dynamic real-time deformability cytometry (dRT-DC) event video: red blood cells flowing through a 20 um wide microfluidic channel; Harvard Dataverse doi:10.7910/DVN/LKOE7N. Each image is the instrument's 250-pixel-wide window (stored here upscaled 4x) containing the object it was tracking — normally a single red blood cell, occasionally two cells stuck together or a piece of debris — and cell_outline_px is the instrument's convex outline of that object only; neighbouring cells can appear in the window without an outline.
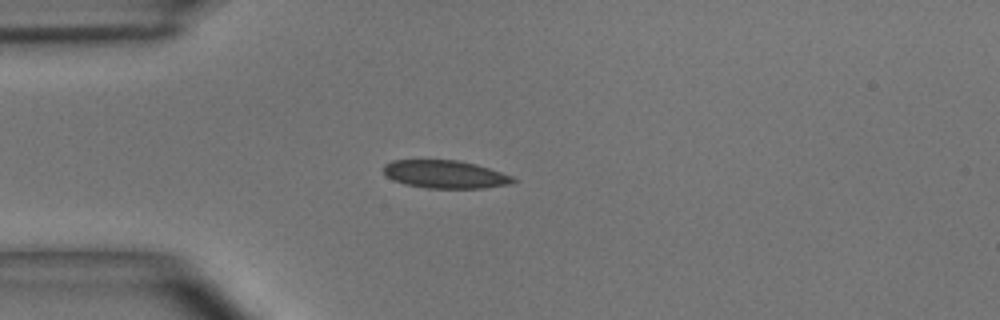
{"species": "common noctule bat (a hibernating species)", "species_latin": "Nyctalus noctula", "temperature_condition": "room temperature", "stored_images_in_passage": 38, "camera_frame_rate_fps": 3000, "um_per_image_px": 0.085, "animal": {"sex": "male", "body_mass_g": 15.6}, "frame": {"image": 1, "passage_image": 1, "time_ms": 0.0, "image_size_px": [1000, 320], "cell_outline_px": [[520, 180], [512, 184], [484, 188], [428, 188], [404, 184], [392, 180], [384, 172], [384, 164], [392, 160], [460, 160], [476, 164], [512, 176]], "centroid_in_image_um": [37.87, 14.82], "position_along_channel_um": 47.1, "area_um2": 21.21}}
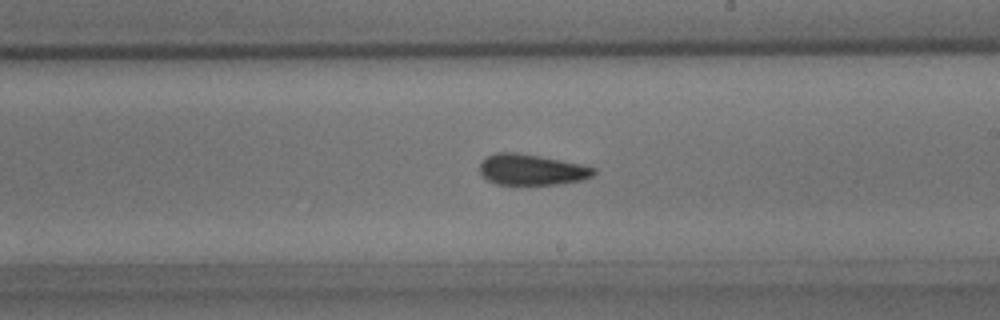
{"frame": {"image": 2, "passage_image": 17, "time_ms": 5.333, "image_size_px": [1000, 320], "cell_outline_px": [[596, 172], [592, 176], [584, 180], [556, 184], [496, 184], [488, 180], [480, 172], [480, 164], [488, 156], [496, 152], [516, 152], [540, 156], [580, 164], [596, 168]], "centroid_in_image_um": [45.21, 14.42], "position_along_channel_um": 243.8, "area_um2": 20.35}}
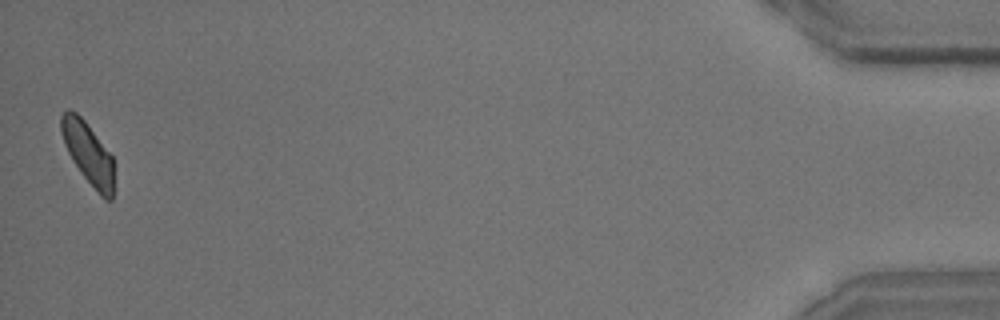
{"frame": {"image": 3, "passage_image": 38, "time_ms": 12.333, "image_size_px": [1000, 320], "cell_outline_px": [[112, 200], [104, 200], [100, 196], [84, 176], [72, 160], [64, 144], [60, 132], [60, 116], [68, 108], [76, 112], [84, 120], [112, 156]], "centroid_in_image_um": [7.44, 12.99], "position_along_channel_um": 427.8, "area_um2": 18.67}, "authors_computed_cell_mechanics": {"area_um2": 20.6346, "velocity_mm_per_s": 3.9231, "shape_relaxation_time_tau1_ms": 5.9273, "shape_relaxation_time_tau2_ms": 2.2358, "deformation_change_tau1": 0.1306, "deformation_change_tau2": 0.0653}}